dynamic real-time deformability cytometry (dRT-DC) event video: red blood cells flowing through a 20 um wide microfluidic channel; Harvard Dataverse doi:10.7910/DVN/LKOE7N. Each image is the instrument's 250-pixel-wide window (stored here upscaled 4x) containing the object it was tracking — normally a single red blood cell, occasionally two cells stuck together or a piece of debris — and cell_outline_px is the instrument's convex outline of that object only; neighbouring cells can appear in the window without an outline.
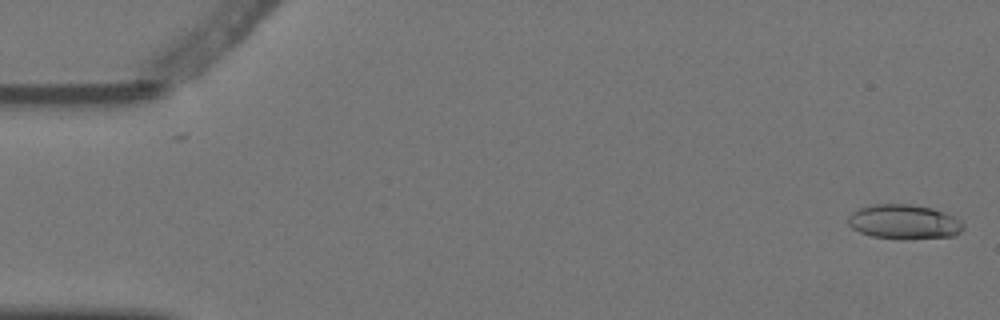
{"species": "Egyptian fruit bat (a non-hibernating species)", "species_latin": "Rousettus aegyptiacus", "temperature_condition": "warm", "stored_images_in_passage": 2, "camera_frame_rate_fps": 3000, "um_per_image_px": 0.085, "animal": {"sex": "female"}, "frame": {"image": 1, "passage_image": 2, "time_ms": 0.333, "image_size_px": [1000, 320], "cell_outline_px": [[964, 228], [960, 232], [952, 236], [900, 240], [872, 236], [860, 232], [852, 228], [848, 224], [848, 216], [852, 212], [860, 208], [876, 204], [912, 204], [932, 208], [944, 212], [960, 220], [964, 224]], "centroid_in_image_um": [76.84, 18.86], "position_along_channel_um": 8.2, "area_um2": 23.29}}